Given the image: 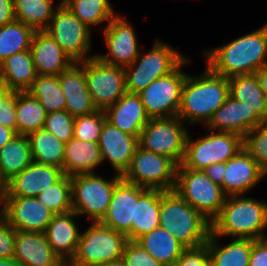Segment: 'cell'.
<instances>
[{
  "label": "cell",
  "instance_id": "34",
  "mask_svg": "<svg viewBox=\"0 0 267 266\" xmlns=\"http://www.w3.org/2000/svg\"><path fill=\"white\" fill-rule=\"evenodd\" d=\"M34 162L63 170L65 143L51 132L41 128L28 135Z\"/></svg>",
  "mask_w": 267,
  "mask_h": 266
},
{
  "label": "cell",
  "instance_id": "31",
  "mask_svg": "<svg viewBox=\"0 0 267 266\" xmlns=\"http://www.w3.org/2000/svg\"><path fill=\"white\" fill-rule=\"evenodd\" d=\"M219 237L212 231L205 244L212 266H249L252 251L251 239L232 238L227 244H220Z\"/></svg>",
  "mask_w": 267,
  "mask_h": 266
},
{
  "label": "cell",
  "instance_id": "49",
  "mask_svg": "<svg viewBox=\"0 0 267 266\" xmlns=\"http://www.w3.org/2000/svg\"><path fill=\"white\" fill-rule=\"evenodd\" d=\"M16 20L13 0H0V27Z\"/></svg>",
  "mask_w": 267,
  "mask_h": 266
},
{
  "label": "cell",
  "instance_id": "1",
  "mask_svg": "<svg viewBox=\"0 0 267 266\" xmlns=\"http://www.w3.org/2000/svg\"><path fill=\"white\" fill-rule=\"evenodd\" d=\"M202 53L206 65L226 78L256 73L267 66V22L255 31Z\"/></svg>",
  "mask_w": 267,
  "mask_h": 266
},
{
  "label": "cell",
  "instance_id": "30",
  "mask_svg": "<svg viewBox=\"0 0 267 266\" xmlns=\"http://www.w3.org/2000/svg\"><path fill=\"white\" fill-rule=\"evenodd\" d=\"M33 162L27 135H15L0 149V183L4 186Z\"/></svg>",
  "mask_w": 267,
  "mask_h": 266
},
{
  "label": "cell",
  "instance_id": "7",
  "mask_svg": "<svg viewBox=\"0 0 267 266\" xmlns=\"http://www.w3.org/2000/svg\"><path fill=\"white\" fill-rule=\"evenodd\" d=\"M128 241L124 234L100 222H91V225L80 233L78 246L69 266H98L118 261Z\"/></svg>",
  "mask_w": 267,
  "mask_h": 266
},
{
  "label": "cell",
  "instance_id": "51",
  "mask_svg": "<svg viewBox=\"0 0 267 266\" xmlns=\"http://www.w3.org/2000/svg\"><path fill=\"white\" fill-rule=\"evenodd\" d=\"M16 134L12 128L0 124V149L8 143Z\"/></svg>",
  "mask_w": 267,
  "mask_h": 266
},
{
  "label": "cell",
  "instance_id": "6",
  "mask_svg": "<svg viewBox=\"0 0 267 266\" xmlns=\"http://www.w3.org/2000/svg\"><path fill=\"white\" fill-rule=\"evenodd\" d=\"M122 179L114 174L108 179L97 173L71 176L72 210L81 218L100 222L106 215L115 185Z\"/></svg>",
  "mask_w": 267,
  "mask_h": 266
},
{
  "label": "cell",
  "instance_id": "53",
  "mask_svg": "<svg viewBox=\"0 0 267 266\" xmlns=\"http://www.w3.org/2000/svg\"><path fill=\"white\" fill-rule=\"evenodd\" d=\"M0 266H21L14 258L0 259Z\"/></svg>",
  "mask_w": 267,
  "mask_h": 266
},
{
  "label": "cell",
  "instance_id": "39",
  "mask_svg": "<svg viewBox=\"0 0 267 266\" xmlns=\"http://www.w3.org/2000/svg\"><path fill=\"white\" fill-rule=\"evenodd\" d=\"M35 30L23 22H13L0 27V63L12 54L28 51Z\"/></svg>",
  "mask_w": 267,
  "mask_h": 266
},
{
  "label": "cell",
  "instance_id": "18",
  "mask_svg": "<svg viewBox=\"0 0 267 266\" xmlns=\"http://www.w3.org/2000/svg\"><path fill=\"white\" fill-rule=\"evenodd\" d=\"M98 144L103 162L108 161L115 174L121 176L129 169L134 151L139 145L136 136L121 131L107 120Z\"/></svg>",
  "mask_w": 267,
  "mask_h": 266
},
{
  "label": "cell",
  "instance_id": "16",
  "mask_svg": "<svg viewBox=\"0 0 267 266\" xmlns=\"http://www.w3.org/2000/svg\"><path fill=\"white\" fill-rule=\"evenodd\" d=\"M3 216L19 232L44 233L55 215L36 197H2Z\"/></svg>",
  "mask_w": 267,
  "mask_h": 266
},
{
  "label": "cell",
  "instance_id": "54",
  "mask_svg": "<svg viewBox=\"0 0 267 266\" xmlns=\"http://www.w3.org/2000/svg\"><path fill=\"white\" fill-rule=\"evenodd\" d=\"M9 91L7 86L0 80V99H2Z\"/></svg>",
  "mask_w": 267,
  "mask_h": 266
},
{
  "label": "cell",
  "instance_id": "35",
  "mask_svg": "<svg viewBox=\"0 0 267 266\" xmlns=\"http://www.w3.org/2000/svg\"><path fill=\"white\" fill-rule=\"evenodd\" d=\"M46 111L28 91H16V134L29 135L44 127Z\"/></svg>",
  "mask_w": 267,
  "mask_h": 266
},
{
  "label": "cell",
  "instance_id": "36",
  "mask_svg": "<svg viewBox=\"0 0 267 266\" xmlns=\"http://www.w3.org/2000/svg\"><path fill=\"white\" fill-rule=\"evenodd\" d=\"M54 0H13L14 12L17 21L32 27L35 31L45 30L55 12Z\"/></svg>",
  "mask_w": 267,
  "mask_h": 266
},
{
  "label": "cell",
  "instance_id": "40",
  "mask_svg": "<svg viewBox=\"0 0 267 266\" xmlns=\"http://www.w3.org/2000/svg\"><path fill=\"white\" fill-rule=\"evenodd\" d=\"M36 198L55 215L72 211L71 177L64 174Z\"/></svg>",
  "mask_w": 267,
  "mask_h": 266
},
{
  "label": "cell",
  "instance_id": "52",
  "mask_svg": "<svg viewBox=\"0 0 267 266\" xmlns=\"http://www.w3.org/2000/svg\"><path fill=\"white\" fill-rule=\"evenodd\" d=\"M257 78L260 83V87L262 88L266 98H267V66H263L257 72Z\"/></svg>",
  "mask_w": 267,
  "mask_h": 266
},
{
  "label": "cell",
  "instance_id": "5",
  "mask_svg": "<svg viewBox=\"0 0 267 266\" xmlns=\"http://www.w3.org/2000/svg\"><path fill=\"white\" fill-rule=\"evenodd\" d=\"M185 58L174 47L155 40L147 53L140 51L133 63L125 67L127 92L138 94L159 77L172 72Z\"/></svg>",
  "mask_w": 267,
  "mask_h": 266
},
{
  "label": "cell",
  "instance_id": "50",
  "mask_svg": "<svg viewBox=\"0 0 267 266\" xmlns=\"http://www.w3.org/2000/svg\"><path fill=\"white\" fill-rule=\"evenodd\" d=\"M224 170H225V163L220 162L211 164L203 171L216 185L222 187L223 189Z\"/></svg>",
  "mask_w": 267,
  "mask_h": 266
},
{
  "label": "cell",
  "instance_id": "12",
  "mask_svg": "<svg viewBox=\"0 0 267 266\" xmlns=\"http://www.w3.org/2000/svg\"><path fill=\"white\" fill-rule=\"evenodd\" d=\"M189 62L190 59L186 57L172 72L159 77L138 93L150 119L171 118L178 115L182 87L187 76L182 69Z\"/></svg>",
  "mask_w": 267,
  "mask_h": 266
},
{
  "label": "cell",
  "instance_id": "11",
  "mask_svg": "<svg viewBox=\"0 0 267 266\" xmlns=\"http://www.w3.org/2000/svg\"><path fill=\"white\" fill-rule=\"evenodd\" d=\"M187 127L178 116L150 119L140 133L138 144L147 151L165 155L181 165L190 130Z\"/></svg>",
  "mask_w": 267,
  "mask_h": 266
},
{
  "label": "cell",
  "instance_id": "43",
  "mask_svg": "<svg viewBox=\"0 0 267 266\" xmlns=\"http://www.w3.org/2000/svg\"><path fill=\"white\" fill-rule=\"evenodd\" d=\"M74 119L66 110L51 112L46 115L43 128L66 143L73 138Z\"/></svg>",
  "mask_w": 267,
  "mask_h": 266
},
{
  "label": "cell",
  "instance_id": "55",
  "mask_svg": "<svg viewBox=\"0 0 267 266\" xmlns=\"http://www.w3.org/2000/svg\"><path fill=\"white\" fill-rule=\"evenodd\" d=\"M98 266H125L122 260L114 261V262H108V263H103Z\"/></svg>",
  "mask_w": 267,
  "mask_h": 266
},
{
  "label": "cell",
  "instance_id": "46",
  "mask_svg": "<svg viewBox=\"0 0 267 266\" xmlns=\"http://www.w3.org/2000/svg\"><path fill=\"white\" fill-rule=\"evenodd\" d=\"M16 233L3 217L0 220V259L14 258Z\"/></svg>",
  "mask_w": 267,
  "mask_h": 266
},
{
  "label": "cell",
  "instance_id": "38",
  "mask_svg": "<svg viewBox=\"0 0 267 266\" xmlns=\"http://www.w3.org/2000/svg\"><path fill=\"white\" fill-rule=\"evenodd\" d=\"M27 91L39 100L47 114L65 110L66 100L58 75H37Z\"/></svg>",
  "mask_w": 267,
  "mask_h": 266
},
{
  "label": "cell",
  "instance_id": "44",
  "mask_svg": "<svg viewBox=\"0 0 267 266\" xmlns=\"http://www.w3.org/2000/svg\"><path fill=\"white\" fill-rule=\"evenodd\" d=\"M125 266H164L135 241H128L121 257Z\"/></svg>",
  "mask_w": 267,
  "mask_h": 266
},
{
  "label": "cell",
  "instance_id": "20",
  "mask_svg": "<svg viewBox=\"0 0 267 266\" xmlns=\"http://www.w3.org/2000/svg\"><path fill=\"white\" fill-rule=\"evenodd\" d=\"M266 175L244 147L225 163L223 191L227 196L246 195Z\"/></svg>",
  "mask_w": 267,
  "mask_h": 266
},
{
  "label": "cell",
  "instance_id": "4",
  "mask_svg": "<svg viewBox=\"0 0 267 266\" xmlns=\"http://www.w3.org/2000/svg\"><path fill=\"white\" fill-rule=\"evenodd\" d=\"M160 226L185 248L207 243L212 223L196 211L175 190H160Z\"/></svg>",
  "mask_w": 267,
  "mask_h": 266
},
{
  "label": "cell",
  "instance_id": "10",
  "mask_svg": "<svg viewBox=\"0 0 267 266\" xmlns=\"http://www.w3.org/2000/svg\"><path fill=\"white\" fill-rule=\"evenodd\" d=\"M178 164L171 158L147 151L139 145L134 151L129 169L122 178L147 189L174 190Z\"/></svg>",
  "mask_w": 267,
  "mask_h": 266
},
{
  "label": "cell",
  "instance_id": "17",
  "mask_svg": "<svg viewBox=\"0 0 267 266\" xmlns=\"http://www.w3.org/2000/svg\"><path fill=\"white\" fill-rule=\"evenodd\" d=\"M139 199V186L123 178L115 185L110 206L100 223L127 236L131 241V229L135 221V202Z\"/></svg>",
  "mask_w": 267,
  "mask_h": 266
},
{
  "label": "cell",
  "instance_id": "32",
  "mask_svg": "<svg viewBox=\"0 0 267 266\" xmlns=\"http://www.w3.org/2000/svg\"><path fill=\"white\" fill-rule=\"evenodd\" d=\"M160 189L139 186V199L135 202V221L131 229V241L160 226Z\"/></svg>",
  "mask_w": 267,
  "mask_h": 266
},
{
  "label": "cell",
  "instance_id": "21",
  "mask_svg": "<svg viewBox=\"0 0 267 266\" xmlns=\"http://www.w3.org/2000/svg\"><path fill=\"white\" fill-rule=\"evenodd\" d=\"M59 82L65 95V110L74 118L90 114L98 109L88 90L84 61L74 63L59 75Z\"/></svg>",
  "mask_w": 267,
  "mask_h": 266
},
{
  "label": "cell",
  "instance_id": "19",
  "mask_svg": "<svg viewBox=\"0 0 267 266\" xmlns=\"http://www.w3.org/2000/svg\"><path fill=\"white\" fill-rule=\"evenodd\" d=\"M63 175L61 168L33 161L3 186V197H36Z\"/></svg>",
  "mask_w": 267,
  "mask_h": 266
},
{
  "label": "cell",
  "instance_id": "48",
  "mask_svg": "<svg viewBox=\"0 0 267 266\" xmlns=\"http://www.w3.org/2000/svg\"><path fill=\"white\" fill-rule=\"evenodd\" d=\"M249 266H267V238L252 240Z\"/></svg>",
  "mask_w": 267,
  "mask_h": 266
},
{
  "label": "cell",
  "instance_id": "47",
  "mask_svg": "<svg viewBox=\"0 0 267 266\" xmlns=\"http://www.w3.org/2000/svg\"><path fill=\"white\" fill-rule=\"evenodd\" d=\"M0 124L16 131V91L0 99Z\"/></svg>",
  "mask_w": 267,
  "mask_h": 266
},
{
  "label": "cell",
  "instance_id": "24",
  "mask_svg": "<svg viewBox=\"0 0 267 266\" xmlns=\"http://www.w3.org/2000/svg\"><path fill=\"white\" fill-rule=\"evenodd\" d=\"M104 113L109 123L138 139L142 129L150 120L139 95L128 92L107 107Z\"/></svg>",
  "mask_w": 267,
  "mask_h": 266
},
{
  "label": "cell",
  "instance_id": "42",
  "mask_svg": "<svg viewBox=\"0 0 267 266\" xmlns=\"http://www.w3.org/2000/svg\"><path fill=\"white\" fill-rule=\"evenodd\" d=\"M243 147L267 177V122H262L246 134Z\"/></svg>",
  "mask_w": 267,
  "mask_h": 266
},
{
  "label": "cell",
  "instance_id": "2",
  "mask_svg": "<svg viewBox=\"0 0 267 266\" xmlns=\"http://www.w3.org/2000/svg\"><path fill=\"white\" fill-rule=\"evenodd\" d=\"M201 74L187 73L181 93L178 117L188 126L201 124L203 128L229 95V81L214 73L208 66Z\"/></svg>",
  "mask_w": 267,
  "mask_h": 266
},
{
  "label": "cell",
  "instance_id": "57",
  "mask_svg": "<svg viewBox=\"0 0 267 266\" xmlns=\"http://www.w3.org/2000/svg\"><path fill=\"white\" fill-rule=\"evenodd\" d=\"M3 185L0 183V199H3Z\"/></svg>",
  "mask_w": 267,
  "mask_h": 266
},
{
  "label": "cell",
  "instance_id": "29",
  "mask_svg": "<svg viewBox=\"0 0 267 266\" xmlns=\"http://www.w3.org/2000/svg\"><path fill=\"white\" fill-rule=\"evenodd\" d=\"M37 75L30 50L12 54L0 63V80L10 91H27Z\"/></svg>",
  "mask_w": 267,
  "mask_h": 266
},
{
  "label": "cell",
  "instance_id": "9",
  "mask_svg": "<svg viewBox=\"0 0 267 266\" xmlns=\"http://www.w3.org/2000/svg\"><path fill=\"white\" fill-rule=\"evenodd\" d=\"M207 133L196 140L188 133L181 163L184 168L203 171L211 164L226 163L243 148V137L238 134L209 129Z\"/></svg>",
  "mask_w": 267,
  "mask_h": 266
},
{
  "label": "cell",
  "instance_id": "37",
  "mask_svg": "<svg viewBox=\"0 0 267 266\" xmlns=\"http://www.w3.org/2000/svg\"><path fill=\"white\" fill-rule=\"evenodd\" d=\"M89 29L117 15L109 0H64L62 2Z\"/></svg>",
  "mask_w": 267,
  "mask_h": 266
},
{
  "label": "cell",
  "instance_id": "27",
  "mask_svg": "<svg viewBox=\"0 0 267 266\" xmlns=\"http://www.w3.org/2000/svg\"><path fill=\"white\" fill-rule=\"evenodd\" d=\"M103 164L98 143L72 138L65 143L63 173L69 177L78 174L96 173Z\"/></svg>",
  "mask_w": 267,
  "mask_h": 266
},
{
  "label": "cell",
  "instance_id": "3",
  "mask_svg": "<svg viewBox=\"0 0 267 266\" xmlns=\"http://www.w3.org/2000/svg\"><path fill=\"white\" fill-rule=\"evenodd\" d=\"M267 202L245 195L227 196L212 232L219 238H267Z\"/></svg>",
  "mask_w": 267,
  "mask_h": 266
},
{
  "label": "cell",
  "instance_id": "23",
  "mask_svg": "<svg viewBox=\"0 0 267 266\" xmlns=\"http://www.w3.org/2000/svg\"><path fill=\"white\" fill-rule=\"evenodd\" d=\"M30 52L38 75H60L75 62L44 30L35 31Z\"/></svg>",
  "mask_w": 267,
  "mask_h": 266
},
{
  "label": "cell",
  "instance_id": "8",
  "mask_svg": "<svg viewBox=\"0 0 267 266\" xmlns=\"http://www.w3.org/2000/svg\"><path fill=\"white\" fill-rule=\"evenodd\" d=\"M174 190L211 223L219 216L227 195L202 170L178 165Z\"/></svg>",
  "mask_w": 267,
  "mask_h": 266
},
{
  "label": "cell",
  "instance_id": "28",
  "mask_svg": "<svg viewBox=\"0 0 267 266\" xmlns=\"http://www.w3.org/2000/svg\"><path fill=\"white\" fill-rule=\"evenodd\" d=\"M229 94L252 111L261 122H267V98L256 73L228 78Z\"/></svg>",
  "mask_w": 267,
  "mask_h": 266
},
{
  "label": "cell",
  "instance_id": "14",
  "mask_svg": "<svg viewBox=\"0 0 267 266\" xmlns=\"http://www.w3.org/2000/svg\"><path fill=\"white\" fill-rule=\"evenodd\" d=\"M84 71L88 90L99 110L113 105L127 92L124 67L107 65L93 57L84 61Z\"/></svg>",
  "mask_w": 267,
  "mask_h": 266
},
{
  "label": "cell",
  "instance_id": "56",
  "mask_svg": "<svg viewBox=\"0 0 267 266\" xmlns=\"http://www.w3.org/2000/svg\"><path fill=\"white\" fill-rule=\"evenodd\" d=\"M3 199H0V220L3 218Z\"/></svg>",
  "mask_w": 267,
  "mask_h": 266
},
{
  "label": "cell",
  "instance_id": "26",
  "mask_svg": "<svg viewBox=\"0 0 267 266\" xmlns=\"http://www.w3.org/2000/svg\"><path fill=\"white\" fill-rule=\"evenodd\" d=\"M79 216L72 210L53 216L44 234L48 244L60 259L70 262L74 257L79 238V225L76 223ZM76 219V220H75Z\"/></svg>",
  "mask_w": 267,
  "mask_h": 266
},
{
  "label": "cell",
  "instance_id": "22",
  "mask_svg": "<svg viewBox=\"0 0 267 266\" xmlns=\"http://www.w3.org/2000/svg\"><path fill=\"white\" fill-rule=\"evenodd\" d=\"M261 123L243 102L236 100L229 94L224 104L214 112L204 129L231 132L244 138L250 130Z\"/></svg>",
  "mask_w": 267,
  "mask_h": 266
},
{
  "label": "cell",
  "instance_id": "33",
  "mask_svg": "<svg viewBox=\"0 0 267 266\" xmlns=\"http://www.w3.org/2000/svg\"><path fill=\"white\" fill-rule=\"evenodd\" d=\"M135 242L164 266H173L186 249L173 235L161 226L139 237Z\"/></svg>",
  "mask_w": 267,
  "mask_h": 266
},
{
  "label": "cell",
  "instance_id": "15",
  "mask_svg": "<svg viewBox=\"0 0 267 266\" xmlns=\"http://www.w3.org/2000/svg\"><path fill=\"white\" fill-rule=\"evenodd\" d=\"M105 26L103 38L108 54L98 52L95 57L107 65L129 66L140 53L134 26L118 14Z\"/></svg>",
  "mask_w": 267,
  "mask_h": 266
},
{
  "label": "cell",
  "instance_id": "25",
  "mask_svg": "<svg viewBox=\"0 0 267 266\" xmlns=\"http://www.w3.org/2000/svg\"><path fill=\"white\" fill-rule=\"evenodd\" d=\"M14 259L21 266L69 264V262L59 258L48 244L45 234L41 232L17 231Z\"/></svg>",
  "mask_w": 267,
  "mask_h": 266
},
{
  "label": "cell",
  "instance_id": "45",
  "mask_svg": "<svg viewBox=\"0 0 267 266\" xmlns=\"http://www.w3.org/2000/svg\"><path fill=\"white\" fill-rule=\"evenodd\" d=\"M173 266H212L207 246L186 248Z\"/></svg>",
  "mask_w": 267,
  "mask_h": 266
},
{
  "label": "cell",
  "instance_id": "13",
  "mask_svg": "<svg viewBox=\"0 0 267 266\" xmlns=\"http://www.w3.org/2000/svg\"><path fill=\"white\" fill-rule=\"evenodd\" d=\"M44 31L62 47V50L75 63L96 56L95 53L90 55L92 30L81 22L63 3L57 7Z\"/></svg>",
  "mask_w": 267,
  "mask_h": 266
},
{
  "label": "cell",
  "instance_id": "58",
  "mask_svg": "<svg viewBox=\"0 0 267 266\" xmlns=\"http://www.w3.org/2000/svg\"><path fill=\"white\" fill-rule=\"evenodd\" d=\"M49 266H69V264H54V265H49Z\"/></svg>",
  "mask_w": 267,
  "mask_h": 266
},
{
  "label": "cell",
  "instance_id": "41",
  "mask_svg": "<svg viewBox=\"0 0 267 266\" xmlns=\"http://www.w3.org/2000/svg\"><path fill=\"white\" fill-rule=\"evenodd\" d=\"M106 120L104 110L99 109L90 114L76 117L74 119L73 137L82 141L98 143Z\"/></svg>",
  "mask_w": 267,
  "mask_h": 266
}]
</instances>
